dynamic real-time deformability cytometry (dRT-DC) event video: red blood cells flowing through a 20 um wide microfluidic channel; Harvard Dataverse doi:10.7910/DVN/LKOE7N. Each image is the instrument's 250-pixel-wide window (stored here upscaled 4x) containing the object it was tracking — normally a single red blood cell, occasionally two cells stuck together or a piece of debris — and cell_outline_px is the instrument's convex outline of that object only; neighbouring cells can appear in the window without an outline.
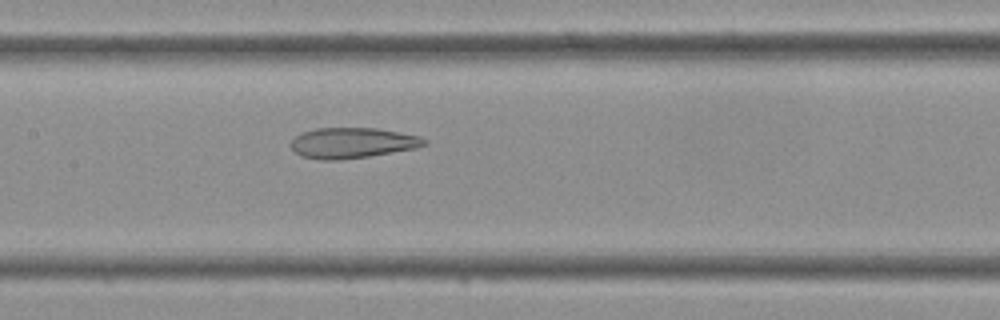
{"species": "Egyptian fruit bat (a non-hibernating species)", "species_latin": "Rousettus aegyptiacus", "temperature_condition": "cold", "stored_images_in_passage": 42, "camera_frame_rate_fps": 3000, "um_per_image_px": 0.085, "frame": {"image": 1, "passage_image": 20, "time_ms": 6.333, "image_size_px": [1000, 320], "cell_outline_px": [[428, 144], [416, 148], [368, 156], [340, 160], [320, 160], [300, 156], [292, 148], [292, 140], [300, 132], [316, 128], [376, 128], [420, 136], [428, 140]], "centroid_in_image_um": [29.95, 12.14], "position_along_channel_um": 177.5, "area_um2": 23.76}}
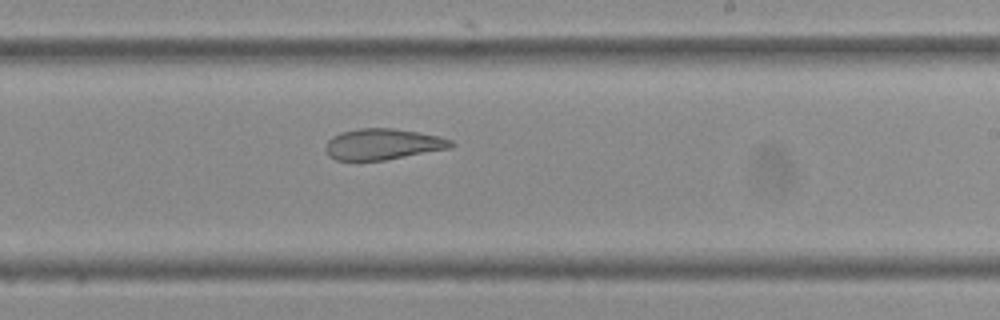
{"frame": {"image": 2, "passage_image": 25, "time_ms": 8.0, "image_size_px": [1000, 320], "cell_outline_px": [[456, 144], [452, 148], [384, 160], [336, 160], [328, 156], [324, 148], [328, 140], [332, 136], [340, 132], [360, 128], [392, 128], [440, 136], [452, 140]], "centroid_in_image_um": [32.54, 12.25], "position_along_channel_um": 256.5, "area_um2": 22.77}}
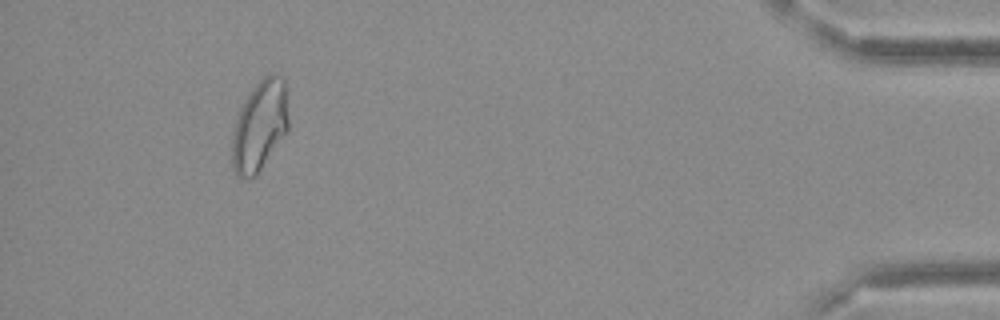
{"frame": {"image": 3, "passage_image": 39, "time_ms": 12.667, "image_size_px": [1000, 320], "cell_outline_px": [[288, 132], [256, 176], [240, 180], [236, 176], [232, 168], [232, 136], [236, 116], [244, 100], [256, 84], [264, 76], [272, 72], [280, 72], [284, 76], [288, 116]], "centroid_in_image_um": [22.08, 10.7], "position_along_channel_um": 413.1, "area_um2": 30.46}}